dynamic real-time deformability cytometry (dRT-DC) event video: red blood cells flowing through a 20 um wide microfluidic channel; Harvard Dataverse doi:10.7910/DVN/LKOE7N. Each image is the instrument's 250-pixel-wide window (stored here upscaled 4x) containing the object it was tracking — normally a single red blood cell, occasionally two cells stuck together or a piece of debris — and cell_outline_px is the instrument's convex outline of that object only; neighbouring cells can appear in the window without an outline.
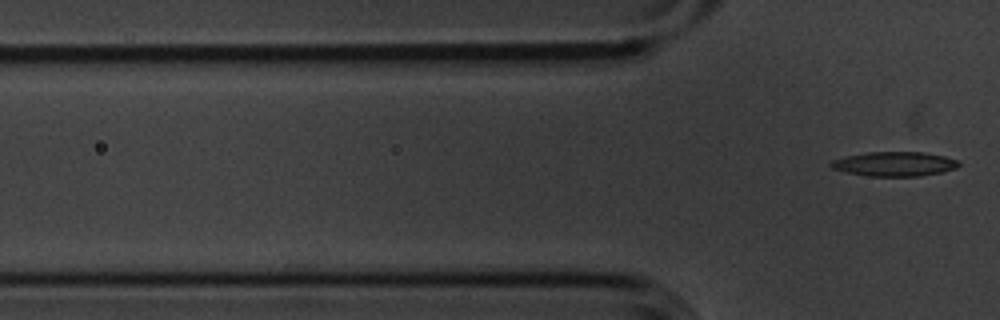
{"species": "common noctule bat (a hibernating species)", "species_latin": "Nyctalus noctula", "temperature_condition": "cold", "stored_images_in_passage": 6, "camera_frame_rate_fps": 3000, "um_per_image_px": 0.085, "animal": {"sex": "male", "body_mass_g": 20.1, "forearm_length_mm": 53.5}, "frame": {"image": 1, "passage_image": 6, "time_ms": 1.667, "image_size_px": [1000, 320], "cell_outline_px": [[960, 164], [956, 168], [940, 172], [920, 176], [868, 176], [848, 172], [832, 168], [828, 164], [832, 160], [848, 156], [868, 152], [924, 152], [944, 156], [960, 160]], "centroid_in_image_um": [76.06, 13.93], "position_along_channel_um": 49.7, "area_um2": 18.09}}